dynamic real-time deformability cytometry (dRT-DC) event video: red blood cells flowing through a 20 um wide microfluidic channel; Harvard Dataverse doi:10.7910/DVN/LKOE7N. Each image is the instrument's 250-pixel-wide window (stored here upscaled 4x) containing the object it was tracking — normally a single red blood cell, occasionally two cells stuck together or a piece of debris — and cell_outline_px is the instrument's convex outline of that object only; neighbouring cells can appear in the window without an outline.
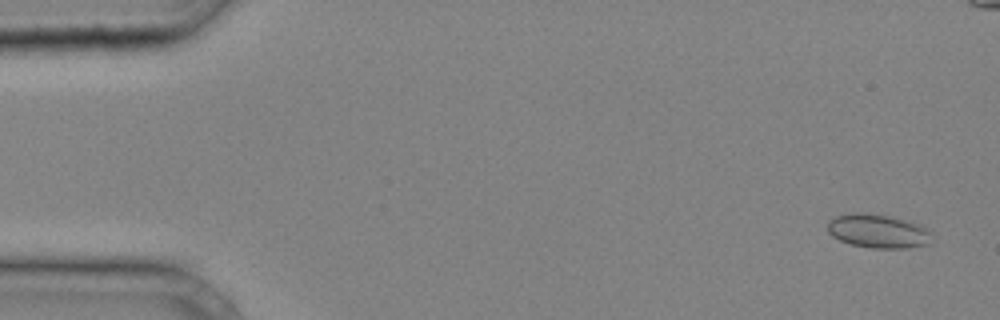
{"species": "common noctule bat (a hibernating species)", "species_latin": "Nyctalus noctula", "temperature_condition": "cold", "stored_images_in_passage": 36, "camera_frame_rate_fps": 3000, "um_per_image_px": 0.085, "animal": {"sex": "male", "body_mass_g": 20.4}, "frame": {"image": 1, "passage_image": 1, "time_ms": 0.0, "image_size_px": [1000, 320], "cell_outline_px": [[928, 244], [908, 248], [872, 248], [852, 244], [840, 240], [832, 236], [828, 232], [828, 220], [836, 216], [856, 212], [860, 212], [888, 216], [920, 224], [928, 232]], "centroid_in_image_um": [74.56, 19.64], "position_along_channel_um": 10.4, "area_um2": 20.11}}
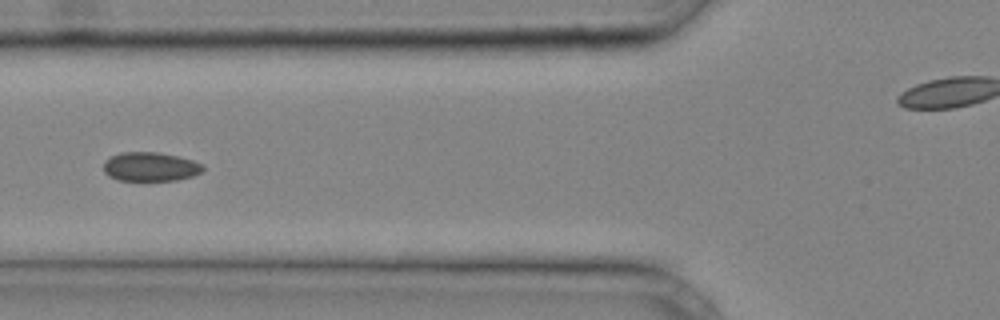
{"frame": {"image": 2, "passage_image": 15, "time_ms": 4.667, "image_size_px": [1000, 320], "cell_outline_px": [[204, 168], [200, 172], [192, 176], [176, 180], [116, 180], [108, 176], [104, 172], [104, 160], [108, 156], [120, 152], [156, 152], [176, 156], [192, 160], [204, 164]], "centroid_in_image_um": [12.73, 14.16], "position_along_channel_um": 113.1, "area_um2": 16.88}}
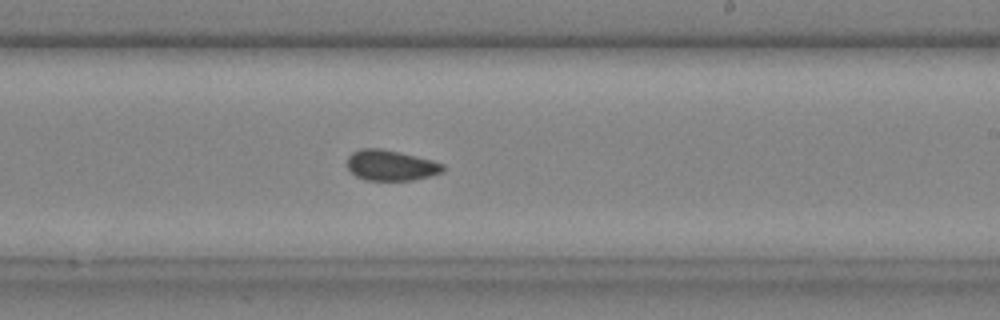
{"frame": {"image": 3, "passage_image": 24, "time_ms": 7.667, "image_size_px": [1000, 320], "cell_outline_px": [[444, 172], [412, 180], [364, 180], [356, 176], [348, 168], [348, 156], [352, 152], [360, 148], [380, 148], [400, 152], [432, 160], [444, 164]], "centroid_in_image_um": [33.22, 14.05], "position_along_channel_um": 255.8, "area_um2": 17.05}}